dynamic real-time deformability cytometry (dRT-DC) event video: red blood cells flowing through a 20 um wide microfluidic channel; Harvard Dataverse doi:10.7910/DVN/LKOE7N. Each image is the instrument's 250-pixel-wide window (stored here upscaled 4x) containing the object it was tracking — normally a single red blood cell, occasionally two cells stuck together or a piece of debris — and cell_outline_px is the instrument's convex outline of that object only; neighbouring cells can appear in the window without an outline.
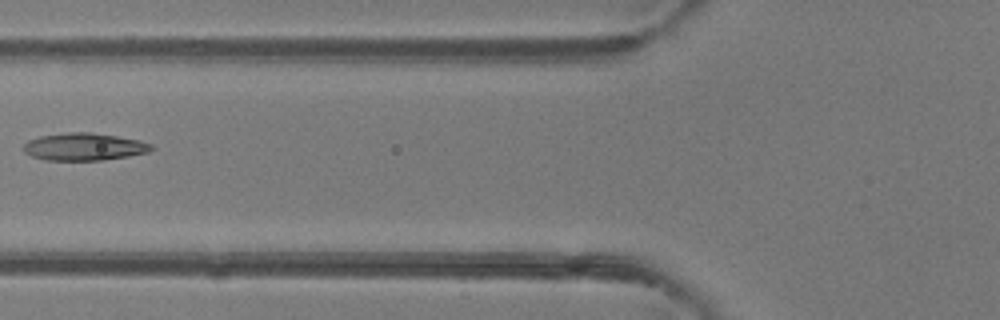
{"species": "common noctule bat (a hibernating species)", "species_latin": "Nyctalus noctula", "temperature_condition": "room temperature", "stored_images_in_passage": 2, "camera_frame_rate_fps": 3000, "um_per_image_px": 0.085, "animal": {"sex": "female"}, "frame": {"image": 1, "passage_image": 2, "time_ms": 1.0, "image_size_px": [1000, 320], "cell_outline_px": [[152, 148], [148, 152], [128, 156], [104, 160], [44, 160], [32, 156], [24, 152], [24, 144], [28, 140], [40, 136], [68, 132], [92, 132], [140, 140], [152, 144]], "centroid_in_image_um": [7.14, 12.47], "position_along_channel_um": 118.7, "area_um2": 20.4}}